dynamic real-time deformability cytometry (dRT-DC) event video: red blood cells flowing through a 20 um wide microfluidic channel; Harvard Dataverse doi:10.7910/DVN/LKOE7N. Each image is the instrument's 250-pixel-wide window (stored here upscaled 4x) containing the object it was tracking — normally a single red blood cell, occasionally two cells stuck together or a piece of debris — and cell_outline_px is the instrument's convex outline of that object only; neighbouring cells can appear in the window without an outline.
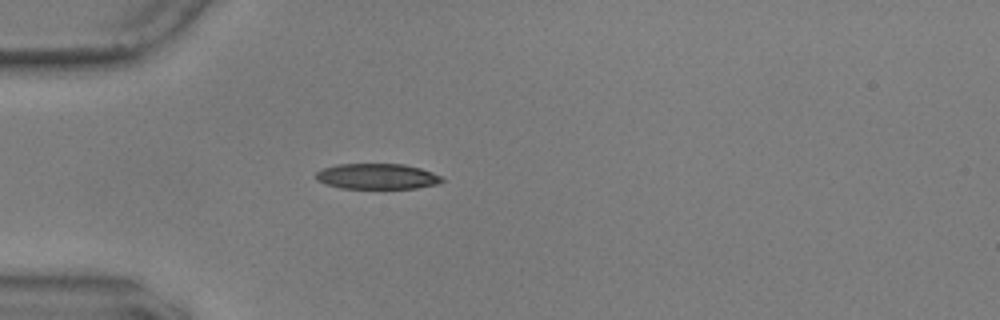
{"species": "common noctule bat (a hibernating species)", "species_latin": "Nyctalus noctula", "temperature_condition": "warm", "stored_images_in_passage": 41, "camera_frame_rate_fps": 3000, "um_per_image_px": 0.085, "animal": {"sex": "male", "body_mass_g": 17.9, "forearm_length_mm": 54.2}, "frame": {"image": 1, "passage_image": 1, "time_ms": 0.0, "image_size_px": [1000, 320], "cell_outline_px": [[444, 180], [436, 184], [416, 188], [340, 188], [324, 184], [316, 180], [316, 172], [324, 168], [336, 164], [404, 164], [420, 168], [444, 176]], "centroid_in_image_um": [32.05, 14.99], "position_along_channel_um": 53.0, "area_um2": 18.84}}
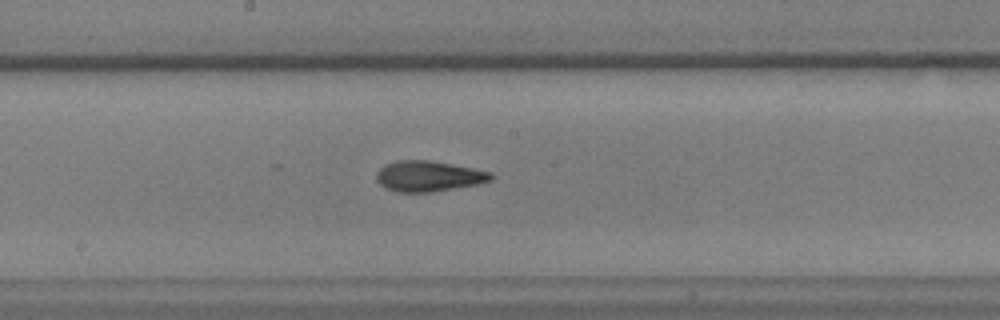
{"frame": {"image": 2, "passage_image": 15, "time_ms": 4.667, "image_size_px": [1000, 320], "cell_outline_px": [[496, 176], [492, 180], [480, 184], [432, 192], [396, 192], [380, 184], [376, 180], [376, 172], [384, 164], [396, 160], [428, 160], [452, 164], [492, 172]], "centroid_in_image_um": [36.45, 14.97], "position_along_channel_um": 211.8, "area_um2": 20.63}}
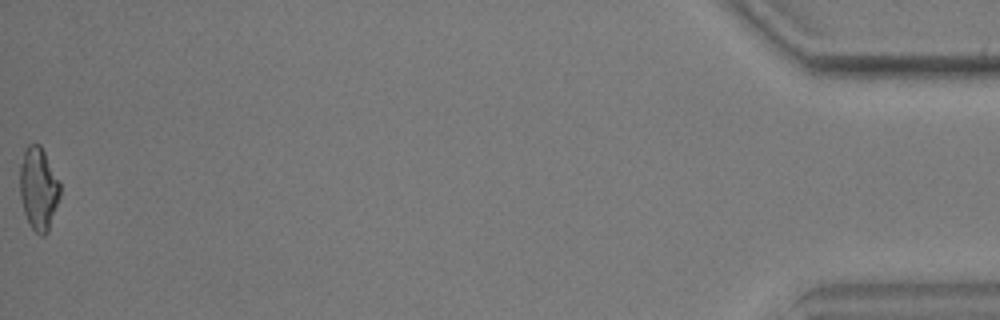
{"frame": {"image": 3, "passage_image": 41, "time_ms": 13.333, "image_size_px": [1000, 320], "cell_outline_px": [[60, 196], [48, 232], [44, 236], [40, 236], [32, 228], [24, 212], [20, 196], [20, 164], [24, 148], [28, 144], [40, 144], [60, 180]], "centroid_in_image_um": [3.28, 16.01], "position_along_channel_um": 431.9, "area_um2": 19.54}, "authors_computed_cell_mechanics": {"area_um2": 19.652, "velocity_mm_per_s": 3.6153, "shape_relaxation_time_tau1_ms": 7.3478, "shape_relaxation_time_tau2_ms": 2.4615, "deformation_change_tau1": 0.1885, "deformation_change_tau2": 0.1124}}